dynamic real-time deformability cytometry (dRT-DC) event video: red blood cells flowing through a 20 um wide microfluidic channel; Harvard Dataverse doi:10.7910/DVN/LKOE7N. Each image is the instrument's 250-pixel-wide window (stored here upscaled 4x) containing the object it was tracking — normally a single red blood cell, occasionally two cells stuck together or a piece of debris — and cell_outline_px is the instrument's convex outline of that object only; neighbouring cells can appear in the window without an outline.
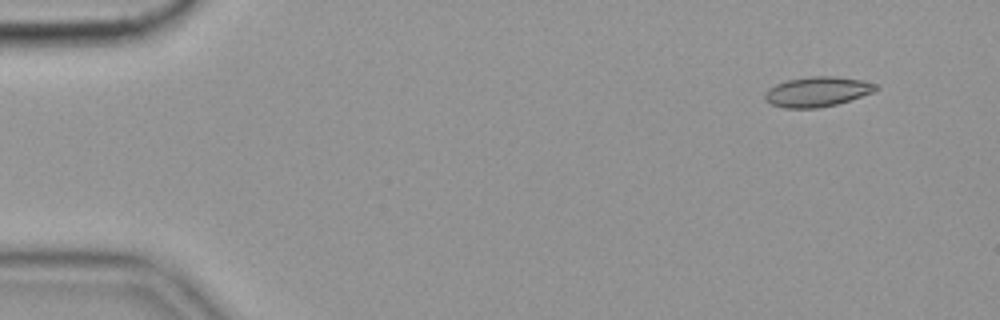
{"species": "common noctule bat (a hibernating species)", "species_latin": "Nyctalus noctula", "temperature_condition": "cold", "stored_images_in_passage": 57, "camera_frame_rate_fps": 3000, "um_per_image_px": 0.085, "animal": {"sex": "female", "body_mass_g": 19.9}, "frame": {"image": 1, "passage_image": 5, "time_ms": 1.333, "image_size_px": [1000, 320], "cell_outline_px": [[876, 88], [872, 92], [836, 104], [816, 108], [784, 108], [772, 104], [764, 100], [764, 92], [768, 88], [776, 84], [788, 80], [812, 76], [836, 76], [860, 80], [876, 84]], "centroid_in_image_um": [69.39, 7.79], "position_along_channel_um": 15.6, "area_um2": 19.07}}
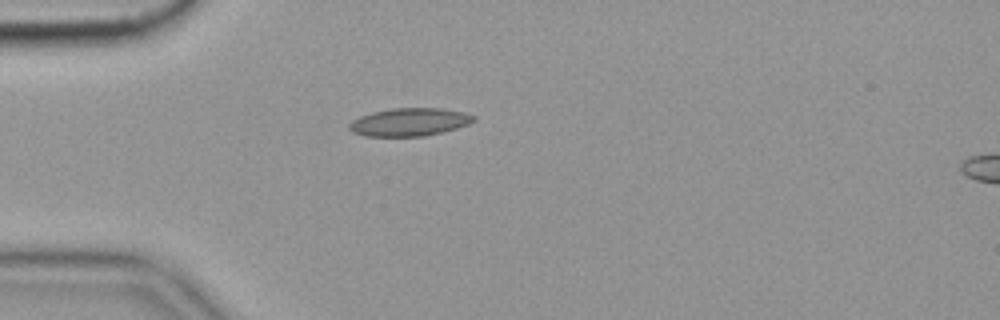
{"frame": {"image": 2, "passage_image": 16, "time_ms": 5.0, "image_size_px": [1000, 320], "cell_outline_px": [[476, 120], [468, 124], [456, 128], [424, 136], [364, 136], [352, 132], [348, 128], [348, 124], [352, 120], [360, 116], [372, 112], [392, 108], [440, 108], [464, 112], [476, 116]], "centroid_in_image_um": [34.78, 10.37], "position_along_channel_um": 50.2, "area_um2": 20.29}}
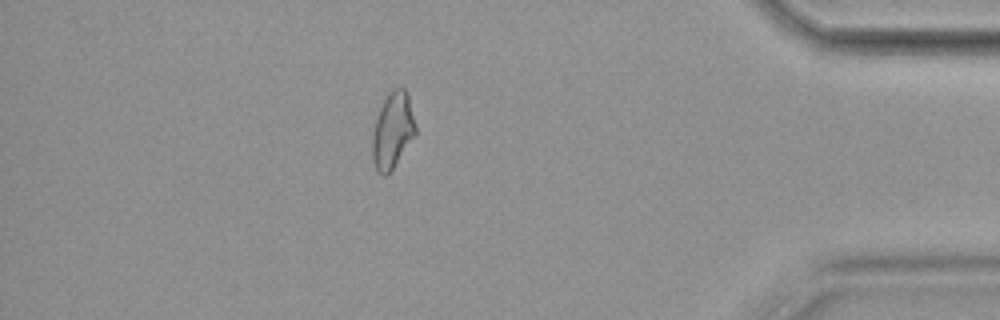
{"frame": {"image": 3, "passage_image": 50, "time_ms": 16.333, "image_size_px": [1000, 320], "cell_outline_px": [[416, 132], [392, 168], [384, 176], [376, 172], [372, 160], [372, 136], [376, 120], [380, 108], [384, 100], [392, 88], [404, 88], [408, 92], [416, 124]], "centroid_in_image_um": [33.36, 11.06], "position_along_channel_um": 401.8, "area_um2": 18.9}, "authors_computed_cell_mechanics": {"area_um2": 19.074, "velocity_mm_per_s": 3.5536, "shape_relaxation_time_tau1_ms": null, "shape_relaxation_time_tau2_ms": 3.3896, "deformation_change_tau1": null, "deformation_change_tau2": 0.1038}}